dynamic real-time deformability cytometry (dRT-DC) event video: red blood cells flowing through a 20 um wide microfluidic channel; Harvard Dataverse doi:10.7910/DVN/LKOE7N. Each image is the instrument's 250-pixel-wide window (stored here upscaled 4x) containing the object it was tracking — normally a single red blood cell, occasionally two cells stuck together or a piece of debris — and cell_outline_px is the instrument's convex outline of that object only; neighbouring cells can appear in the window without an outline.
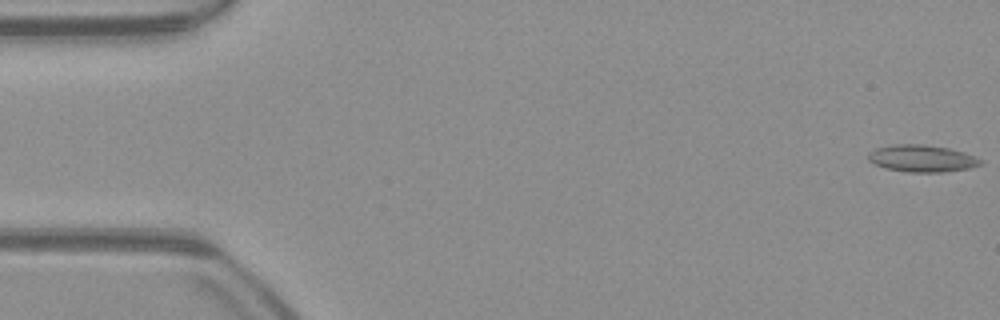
{"species": "common noctule bat (a hibernating species)", "species_latin": "Nyctalus noctula", "temperature_condition": "warm", "stored_images_in_passage": 52, "camera_frame_rate_fps": 3000, "um_per_image_px": 0.085, "animal": {"sex": "male", "body_mass_g": 23.1, "forearm_length_mm": 52.7}, "frame": {"image": 1, "passage_image": 1, "time_ms": 0.0, "image_size_px": [1000, 320], "cell_outline_px": [[984, 164], [968, 168], [944, 172], [908, 172], [888, 168], [876, 164], [868, 160], [868, 152], [876, 148], [892, 144], [924, 144], [948, 148], [964, 152], [976, 156], [984, 160]], "centroid_in_image_um": [78.41, 13.46], "position_along_channel_um": 6.6, "area_um2": 17.74}}
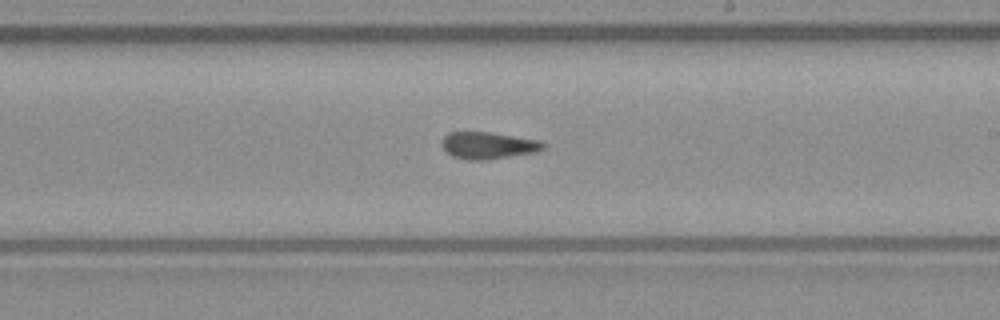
{"frame": {"image": 2, "passage_image": 30, "time_ms": 9.667, "image_size_px": [1000, 320], "cell_outline_px": [[544, 148], [536, 152], [484, 160], [468, 160], [452, 156], [444, 152], [440, 144], [440, 140], [448, 132], [492, 132], [540, 140], [544, 144]], "centroid_in_image_um": [41.43, 12.35], "position_along_channel_um": 247.6, "area_um2": 16.13}}
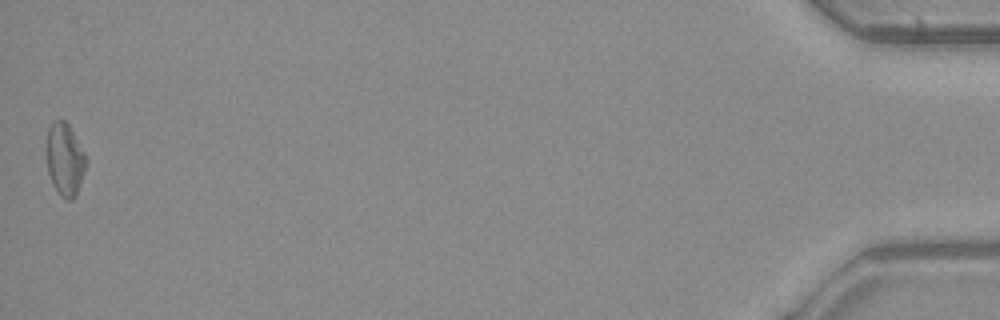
{"frame": {"image": 3, "passage_image": 52, "time_ms": 17.0, "image_size_px": [1000, 320], "cell_outline_px": [[88, 160], [76, 196], [72, 200], [64, 200], [60, 196], [52, 184], [48, 172], [44, 152], [44, 148], [48, 128], [52, 120], [64, 120], [68, 124], [84, 152]], "centroid_in_image_um": [5.47, 13.55], "position_along_channel_um": 429.7, "area_um2": 17.28}, "authors_computed_cell_mechanics": {"area_um2": 16.2996, "velocity_mm_per_s": 3.9537, "shape_relaxation_time_tau1_ms": null, "shape_relaxation_time_tau2_ms": 6.6184, "deformation_change_tau1": null, "deformation_change_tau2": 0.1544}}